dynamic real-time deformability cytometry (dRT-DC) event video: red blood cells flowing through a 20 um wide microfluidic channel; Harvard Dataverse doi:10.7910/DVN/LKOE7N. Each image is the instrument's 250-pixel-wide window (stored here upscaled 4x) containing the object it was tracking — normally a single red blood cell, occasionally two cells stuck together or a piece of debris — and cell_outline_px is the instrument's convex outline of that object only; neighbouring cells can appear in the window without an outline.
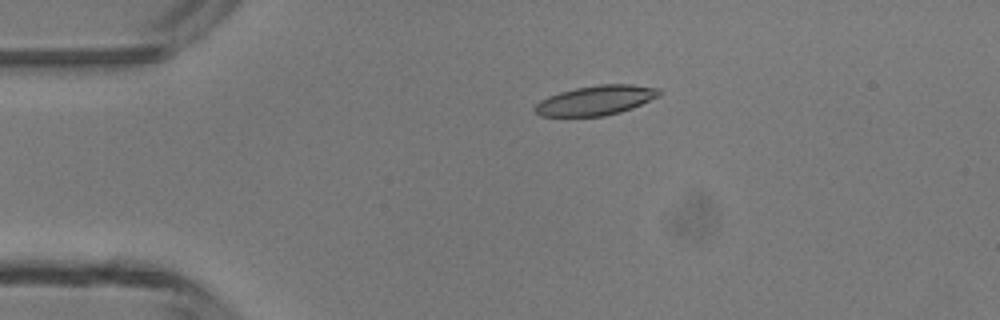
{"species": "common noctule bat (a hibernating species)", "species_latin": "Nyctalus noctula", "temperature_condition": "room temperature", "stored_images_in_passage": 3, "camera_frame_rate_fps": 3000, "um_per_image_px": 0.085, "animal": {"sex": "male", "body_mass_g": 13.3}, "frame": {"image": 1, "passage_image": 2, "time_ms": 1.333, "image_size_px": [1000, 320], "cell_outline_px": [[664, 92], [660, 96], [632, 108], [620, 112], [604, 116], [540, 116], [532, 112], [532, 108], [540, 100], [548, 96], [560, 92], [576, 88], [600, 84], [632, 84], [660, 88]], "centroid_in_image_um": [50.65, 8.53], "position_along_channel_um": 34.3, "area_um2": 21.73}}